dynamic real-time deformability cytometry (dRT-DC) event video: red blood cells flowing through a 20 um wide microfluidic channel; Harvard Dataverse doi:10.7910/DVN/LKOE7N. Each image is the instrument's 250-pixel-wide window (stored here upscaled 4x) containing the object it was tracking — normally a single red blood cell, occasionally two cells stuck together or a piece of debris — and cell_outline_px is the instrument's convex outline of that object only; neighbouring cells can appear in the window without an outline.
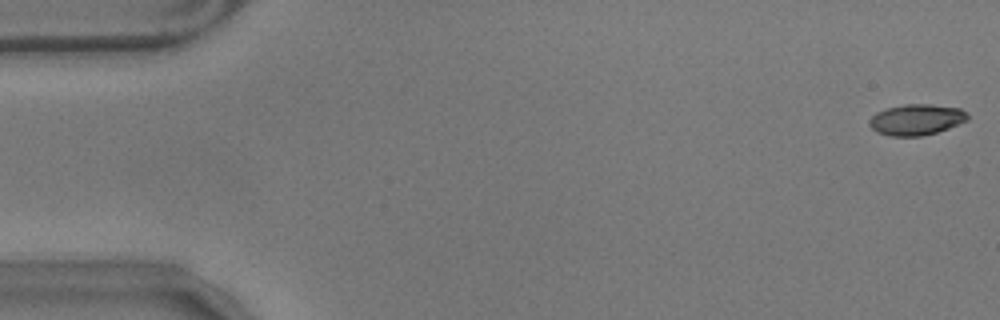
{"species": "common noctule bat (a hibernating species)", "species_latin": "Nyctalus noctula", "temperature_condition": "warm", "stored_images_in_passage": 57, "camera_frame_rate_fps": 3000, "um_per_image_px": 0.085, "animal": {"sex": "male", "body_mass_g": 17.9}, "frame": {"image": 1, "passage_image": 1, "time_ms": 0.0, "image_size_px": [1000, 320], "cell_outline_px": [[968, 120], [948, 128], [936, 132], [920, 136], [892, 136], [876, 132], [868, 124], [868, 120], [876, 112], [888, 108], [904, 104], [928, 104], [960, 108], [968, 112]], "centroid_in_image_um": [77.88, 10.16], "position_along_channel_um": 7.1, "area_um2": 17.69}}
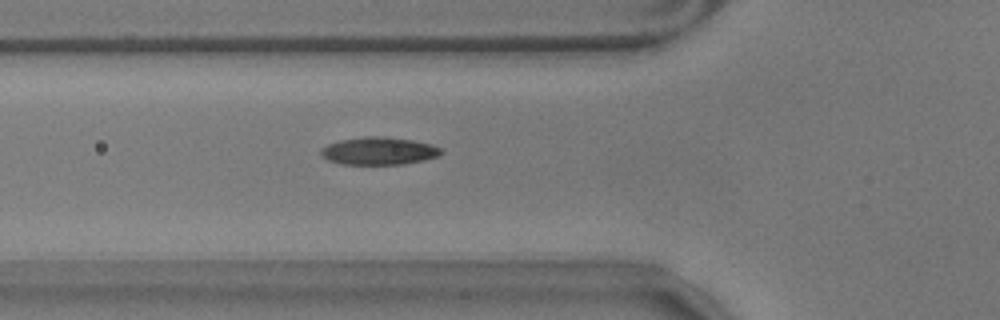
{"frame": {"image": 2, "passage_image": 20, "time_ms": 6.333, "image_size_px": [1000, 320], "cell_outline_px": [[444, 152], [440, 156], [424, 160], [404, 164], [344, 164], [328, 160], [320, 156], [320, 148], [328, 144], [340, 140], [364, 136], [384, 136], [412, 140], [432, 144], [440, 148]], "centroid_in_image_um": [32.21, 12.83], "position_along_channel_um": 93.6, "area_um2": 19.54}}
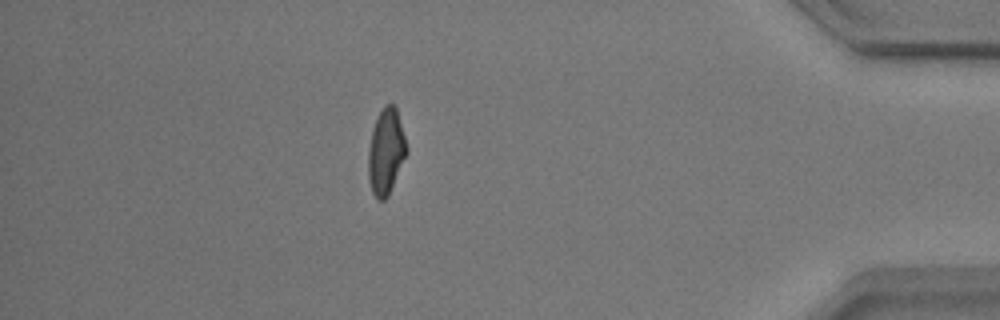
{"frame": {"image": 3, "passage_image": 50, "time_ms": 16.333, "image_size_px": [1000, 320], "cell_outline_px": [[408, 152], [388, 196], [384, 200], [376, 200], [372, 192], [368, 180], [368, 148], [372, 128], [384, 104], [392, 104], [396, 108], [408, 148]], "centroid_in_image_um": [32.8, 12.92], "position_along_channel_um": 402.4, "area_um2": 19.25}, "authors_computed_cell_mechanics": {"area_um2": 18.7272, "velocity_mm_per_s": 3.534, "shape_relaxation_time_tau1_ms": 3.4437, "shape_relaxation_time_tau2_ms": 1.7315, "deformation_change_tau1": 0.1336, "deformation_change_tau2": 0.0688}}